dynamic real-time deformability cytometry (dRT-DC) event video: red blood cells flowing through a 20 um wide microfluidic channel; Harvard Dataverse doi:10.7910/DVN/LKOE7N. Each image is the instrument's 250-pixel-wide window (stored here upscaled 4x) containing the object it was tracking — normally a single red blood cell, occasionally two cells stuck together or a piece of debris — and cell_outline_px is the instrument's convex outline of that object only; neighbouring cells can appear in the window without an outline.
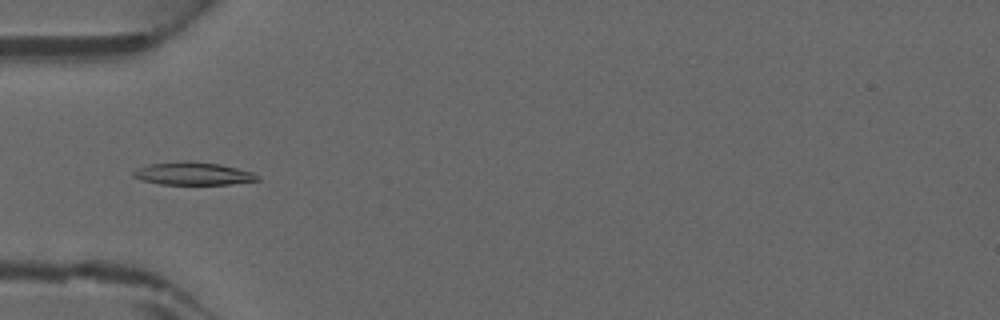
{"species": "common noctule bat (a hibernating species)", "species_latin": "Nyctalus noctula", "temperature_condition": "warm", "stored_images_in_passage": 45, "camera_frame_rate_fps": 3000, "um_per_image_px": 0.085, "animal": {"sex": "male", "forearm_length_mm": 52.5}, "frame": {"image": 1, "passage_image": 15, "time_ms": 4.667, "image_size_px": [1000, 320], "cell_outline_px": [[260, 180], [228, 184], [160, 184], [144, 180], [132, 176], [132, 172], [136, 168], [148, 164], [184, 160], [188, 160], [220, 164], [252, 172], [260, 176]], "centroid_in_image_um": [16.39, 14.74], "position_along_channel_um": 68.6, "area_um2": 16.53}}
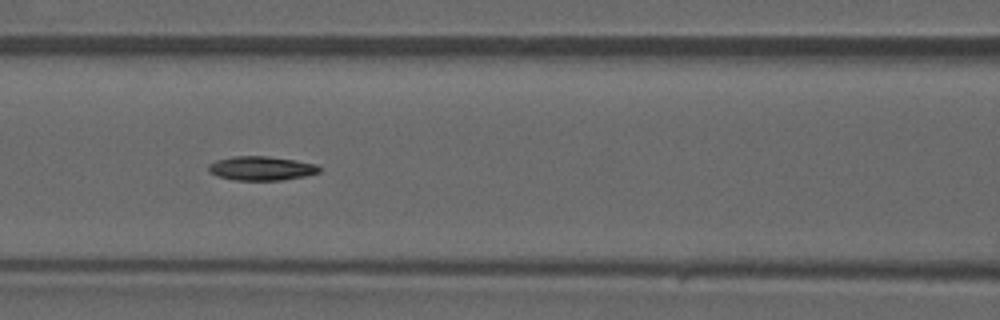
{"frame": {"image": 2, "passage_image": 20, "time_ms": 6.333, "image_size_px": [1000, 320], "cell_outline_px": [[320, 172], [304, 176], [284, 180], [236, 180], [216, 176], [208, 172], [208, 164], [216, 160], [232, 156], [268, 156], [296, 160], [316, 164], [320, 168]], "centroid_in_image_um": [22.18, 14.3], "position_along_channel_um": 144.4, "area_um2": 15.66}}
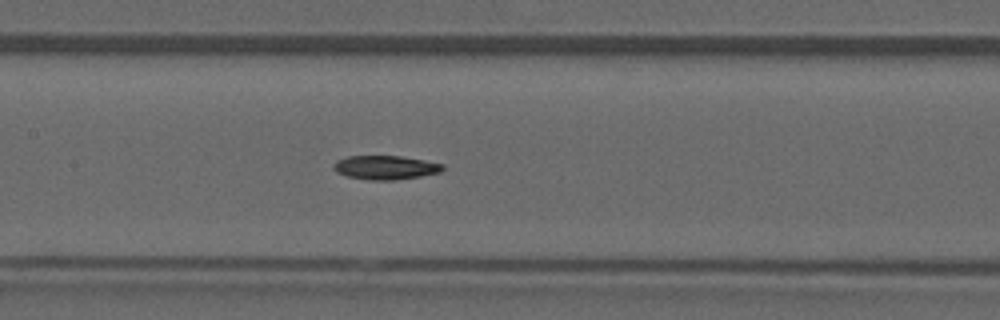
{"frame": {"image": 3, "passage_image": 22, "time_ms": 7.0, "image_size_px": [1000, 320], "cell_outline_px": [[444, 168], [440, 172], [420, 176], [396, 180], [368, 180], [348, 176], [336, 172], [332, 168], [332, 164], [336, 160], [348, 156], [400, 156], [424, 160], [444, 164]], "centroid_in_image_um": [32.73, 14.23], "position_along_channel_um": 174.7, "area_um2": 15.26}}